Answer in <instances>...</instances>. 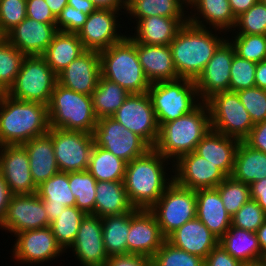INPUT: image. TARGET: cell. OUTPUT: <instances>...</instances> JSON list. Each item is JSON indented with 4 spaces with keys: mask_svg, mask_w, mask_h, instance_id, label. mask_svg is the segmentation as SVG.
<instances>
[{
    "mask_svg": "<svg viewBox=\"0 0 266 266\" xmlns=\"http://www.w3.org/2000/svg\"><path fill=\"white\" fill-rule=\"evenodd\" d=\"M241 103L248 111L253 124L266 120V90L252 87L237 91Z\"/></svg>",
    "mask_w": 266,
    "mask_h": 266,
    "instance_id": "49",
    "label": "cell"
},
{
    "mask_svg": "<svg viewBox=\"0 0 266 266\" xmlns=\"http://www.w3.org/2000/svg\"><path fill=\"white\" fill-rule=\"evenodd\" d=\"M266 221L265 211L256 200L247 201L232 217L231 226L256 232Z\"/></svg>",
    "mask_w": 266,
    "mask_h": 266,
    "instance_id": "48",
    "label": "cell"
},
{
    "mask_svg": "<svg viewBox=\"0 0 266 266\" xmlns=\"http://www.w3.org/2000/svg\"><path fill=\"white\" fill-rule=\"evenodd\" d=\"M257 63L234 55L230 70L229 91L237 92L255 87Z\"/></svg>",
    "mask_w": 266,
    "mask_h": 266,
    "instance_id": "47",
    "label": "cell"
},
{
    "mask_svg": "<svg viewBox=\"0 0 266 266\" xmlns=\"http://www.w3.org/2000/svg\"><path fill=\"white\" fill-rule=\"evenodd\" d=\"M131 205L123 181H101L96 185L95 216L122 215L131 212Z\"/></svg>",
    "mask_w": 266,
    "mask_h": 266,
    "instance_id": "32",
    "label": "cell"
},
{
    "mask_svg": "<svg viewBox=\"0 0 266 266\" xmlns=\"http://www.w3.org/2000/svg\"><path fill=\"white\" fill-rule=\"evenodd\" d=\"M250 186V197L256 200L257 204L266 213V178L258 180Z\"/></svg>",
    "mask_w": 266,
    "mask_h": 266,
    "instance_id": "56",
    "label": "cell"
},
{
    "mask_svg": "<svg viewBox=\"0 0 266 266\" xmlns=\"http://www.w3.org/2000/svg\"><path fill=\"white\" fill-rule=\"evenodd\" d=\"M60 172L86 171L94 146L93 134L83 131L49 128Z\"/></svg>",
    "mask_w": 266,
    "mask_h": 266,
    "instance_id": "12",
    "label": "cell"
},
{
    "mask_svg": "<svg viewBox=\"0 0 266 266\" xmlns=\"http://www.w3.org/2000/svg\"><path fill=\"white\" fill-rule=\"evenodd\" d=\"M257 235L259 247L264 255H266V221L255 232Z\"/></svg>",
    "mask_w": 266,
    "mask_h": 266,
    "instance_id": "63",
    "label": "cell"
},
{
    "mask_svg": "<svg viewBox=\"0 0 266 266\" xmlns=\"http://www.w3.org/2000/svg\"><path fill=\"white\" fill-rule=\"evenodd\" d=\"M228 215L234 214L251 199L250 186L227 176L217 187Z\"/></svg>",
    "mask_w": 266,
    "mask_h": 266,
    "instance_id": "43",
    "label": "cell"
},
{
    "mask_svg": "<svg viewBox=\"0 0 266 266\" xmlns=\"http://www.w3.org/2000/svg\"><path fill=\"white\" fill-rule=\"evenodd\" d=\"M147 93L159 127L190 113L201 103L195 81L189 79L151 83Z\"/></svg>",
    "mask_w": 266,
    "mask_h": 266,
    "instance_id": "7",
    "label": "cell"
},
{
    "mask_svg": "<svg viewBox=\"0 0 266 266\" xmlns=\"http://www.w3.org/2000/svg\"><path fill=\"white\" fill-rule=\"evenodd\" d=\"M102 221L98 216L87 214L81 221L76 238L66 251L75 257L80 266H104L108 259L102 236Z\"/></svg>",
    "mask_w": 266,
    "mask_h": 266,
    "instance_id": "19",
    "label": "cell"
},
{
    "mask_svg": "<svg viewBox=\"0 0 266 266\" xmlns=\"http://www.w3.org/2000/svg\"><path fill=\"white\" fill-rule=\"evenodd\" d=\"M97 9L126 11L122 0H90Z\"/></svg>",
    "mask_w": 266,
    "mask_h": 266,
    "instance_id": "59",
    "label": "cell"
},
{
    "mask_svg": "<svg viewBox=\"0 0 266 266\" xmlns=\"http://www.w3.org/2000/svg\"><path fill=\"white\" fill-rule=\"evenodd\" d=\"M255 87L266 90V60L257 63L255 72Z\"/></svg>",
    "mask_w": 266,
    "mask_h": 266,
    "instance_id": "60",
    "label": "cell"
},
{
    "mask_svg": "<svg viewBox=\"0 0 266 266\" xmlns=\"http://www.w3.org/2000/svg\"><path fill=\"white\" fill-rule=\"evenodd\" d=\"M26 17V0H0V29L5 35Z\"/></svg>",
    "mask_w": 266,
    "mask_h": 266,
    "instance_id": "50",
    "label": "cell"
},
{
    "mask_svg": "<svg viewBox=\"0 0 266 266\" xmlns=\"http://www.w3.org/2000/svg\"><path fill=\"white\" fill-rule=\"evenodd\" d=\"M22 145L28 153L31 176L37 187L59 172L52 138L48 133Z\"/></svg>",
    "mask_w": 266,
    "mask_h": 266,
    "instance_id": "30",
    "label": "cell"
},
{
    "mask_svg": "<svg viewBox=\"0 0 266 266\" xmlns=\"http://www.w3.org/2000/svg\"><path fill=\"white\" fill-rule=\"evenodd\" d=\"M263 4L266 5V0H260Z\"/></svg>",
    "mask_w": 266,
    "mask_h": 266,
    "instance_id": "69",
    "label": "cell"
},
{
    "mask_svg": "<svg viewBox=\"0 0 266 266\" xmlns=\"http://www.w3.org/2000/svg\"><path fill=\"white\" fill-rule=\"evenodd\" d=\"M69 186L76 198V207L95 215L96 179L86 170L68 173Z\"/></svg>",
    "mask_w": 266,
    "mask_h": 266,
    "instance_id": "41",
    "label": "cell"
},
{
    "mask_svg": "<svg viewBox=\"0 0 266 266\" xmlns=\"http://www.w3.org/2000/svg\"><path fill=\"white\" fill-rule=\"evenodd\" d=\"M104 266H152V258L135 253L110 255Z\"/></svg>",
    "mask_w": 266,
    "mask_h": 266,
    "instance_id": "53",
    "label": "cell"
},
{
    "mask_svg": "<svg viewBox=\"0 0 266 266\" xmlns=\"http://www.w3.org/2000/svg\"><path fill=\"white\" fill-rule=\"evenodd\" d=\"M57 82V74L50 68L43 56H26L7 94L20 101L48 105Z\"/></svg>",
    "mask_w": 266,
    "mask_h": 266,
    "instance_id": "8",
    "label": "cell"
},
{
    "mask_svg": "<svg viewBox=\"0 0 266 266\" xmlns=\"http://www.w3.org/2000/svg\"><path fill=\"white\" fill-rule=\"evenodd\" d=\"M25 57L7 39L0 43V86L6 92L14 84Z\"/></svg>",
    "mask_w": 266,
    "mask_h": 266,
    "instance_id": "42",
    "label": "cell"
},
{
    "mask_svg": "<svg viewBox=\"0 0 266 266\" xmlns=\"http://www.w3.org/2000/svg\"><path fill=\"white\" fill-rule=\"evenodd\" d=\"M187 22L188 18L149 16L140 19L127 32H129V36L137 43L146 45H170L180 28ZM130 31H132V35Z\"/></svg>",
    "mask_w": 266,
    "mask_h": 266,
    "instance_id": "25",
    "label": "cell"
},
{
    "mask_svg": "<svg viewBox=\"0 0 266 266\" xmlns=\"http://www.w3.org/2000/svg\"><path fill=\"white\" fill-rule=\"evenodd\" d=\"M149 210L155 216L163 236L167 238L187 221L196 218L195 190L183 187L173 180Z\"/></svg>",
    "mask_w": 266,
    "mask_h": 266,
    "instance_id": "9",
    "label": "cell"
},
{
    "mask_svg": "<svg viewBox=\"0 0 266 266\" xmlns=\"http://www.w3.org/2000/svg\"><path fill=\"white\" fill-rule=\"evenodd\" d=\"M101 76L129 93H147L150 82L145 77L136 50V42L127 35L109 48L99 51Z\"/></svg>",
    "mask_w": 266,
    "mask_h": 266,
    "instance_id": "5",
    "label": "cell"
},
{
    "mask_svg": "<svg viewBox=\"0 0 266 266\" xmlns=\"http://www.w3.org/2000/svg\"><path fill=\"white\" fill-rule=\"evenodd\" d=\"M6 94L7 92L5 91V89L2 86H0V103Z\"/></svg>",
    "mask_w": 266,
    "mask_h": 266,
    "instance_id": "66",
    "label": "cell"
},
{
    "mask_svg": "<svg viewBox=\"0 0 266 266\" xmlns=\"http://www.w3.org/2000/svg\"><path fill=\"white\" fill-rule=\"evenodd\" d=\"M12 195L13 194L10 192L9 186L6 183L3 174L0 172V225L4 220Z\"/></svg>",
    "mask_w": 266,
    "mask_h": 266,
    "instance_id": "57",
    "label": "cell"
},
{
    "mask_svg": "<svg viewBox=\"0 0 266 266\" xmlns=\"http://www.w3.org/2000/svg\"><path fill=\"white\" fill-rule=\"evenodd\" d=\"M240 140L212 129L196 145L195 152L231 176Z\"/></svg>",
    "mask_w": 266,
    "mask_h": 266,
    "instance_id": "29",
    "label": "cell"
},
{
    "mask_svg": "<svg viewBox=\"0 0 266 266\" xmlns=\"http://www.w3.org/2000/svg\"><path fill=\"white\" fill-rule=\"evenodd\" d=\"M231 177L248 185L266 178V153L240 141Z\"/></svg>",
    "mask_w": 266,
    "mask_h": 266,
    "instance_id": "35",
    "label": "cell"
},
{
    "mask_svg": "<svg viewBox=\"0 0 266 266\" xmlns=\"http://www.w3.org/2000/svg\"><path fill=\"white\" fill-rule=\"evenodd\" d=\"M125 14L127 23L131 26L132 23L135 25L140 19L149 16L188 18V6L182 0H137Z\"/></svg>",
    "mask_w": 266,
    "mask_h": 266,
    "instance_id": "36",
    "label": "cell"
},
{
    "mask_svg": "<svg viewBox=\"0 0 266 266\" xmlns=\"http://www.w3.org/2000/svg\"><path fill=\"white\" fill-rule=\"evenodd\" d=\"M85 51L86 49L77 33L58 31L42 56L50 68L58 75Z\"/></svg>",
    "mask_w": 266,
    "mask_h": 266,
    "instance_id": "33",
    "label": "cell"
},
{
    "mask_svg": "<svg viewBox=\"0 0 266 266\" xmlns=\"http://www.w3.org/2000/svg\"><path fill=\"white\" fill-rule=\"evenodd\" d=\"M120 85L100 76L98 85L92 93L93 109L96 117H111L129 96Z\"/></svg>",
    "mask_w": 266,
    "mask_h": 266,
    "instance_id": "39",
    "label": "cell"
},
{
    "mask_svg": "<svg viewBox=\"0 0 266 266\" xmlns=\"http://www.w3.org/2000/svg\"><path fill=\"white\" fill-rule=\"evenodd\" d=\"M266 35V5L260 0L236 19L234 29L227 34Z\"/></svg>",
    "mask_w": 266,
    "mask_h": 266,
    "instance_id": "46",
    "label": "cell"
},
{
    "mask_svg": "<svg viewBox=\"0 0 266 266\" xmlns=\"http://www.w3.org/2000/svg\"><path fill=\"white\" fill-rule=\"evenodd\" d=\"M219 244L235 259L249 263L265 259L255 232L230 226Z\"/></svg>",
    "mask_w": 266,
    "mask_h": 266,
    "instance_id": "34",
    "label": "cell"
},
{
    "mask_svg": "<svg viewBox=\"0 0 266 266\" xmlns=\"http://www.w3.org/2000/svg\"><path fill=\"white\" fill-rule=\"evenodd\" d=\"M68 5L77 10H82V12L87 15L97 9L90 0H68Z\"/></svg>",
    "mask_w": 266,
    "mask_h": 266,
    "instance_id": "61",
    "label": "cell"
},
{
    "mask_svg": "<svg viewBox=\"0 0 266 266\" xmlns=\"http://www.w3.org/2000/svg\"><path fill=\"white\" fill-rule=\"evenodd\" d=\"M86 215L87 214L76 206L65 207L63 212L59 214V217L50 223L49 227L53 235L65 252L73 244L81 221Z\"/></svg>",
    "mask_w": 266,
    "mask_h": 266,
    "instance_id": "40",
    "label": "cell"
},
{
    "mask_svg": "<svg viewBox=\"0 0 266 266\" xmlns=\"http://www.w3.org/2000/svg\"><path fill=\"white\" fill-rule=\"evenodd\" d=\"M243 141L251 148L266 153V120L254 124L249 135Z\"/></svg>",
    "mask_w": 266,
    "mask_h": 266,
    "instance_id": "55",
    "label": "cell"
},
{
    "mask_svg": "<svg viewBox=\"0 0 266 266\" xmlns=\"http://www.w3.org/2000/svg\"><path fill=\"white\" fill-rule=\"evenodd\" d=\"M171 165L154 147L126 164L123 182L134 208L150 209L158 201L173 181Z\"/></svg>",
    "mask_w": 266,
    "mask_h": 266,
    "instance_id": "1",
    "label": "cell"
},
{
    "mask_svg": "<svg viewBox=\"0 0 266 266\" xmlns=\"http://www.w3.org/2000/svg\"><path fill=\"white\" fill-rule=\"evenodd\" d=\"M166 240L177 248L206 259L219 239L196 217L171 233Z\"/></svg>",
    "mask_w": 266,
    "mask_h": 266,
    "instance_id": "26",
    "label": "cell"
},
{
    "mask_svg": "<svg viewBox=\"0 0 266 266\" xmlns=\"http://www.w3.org/2000/svg\"><path fill=\"white\" fill-rule=\"evenodd\" d=\"M204 266H243V263L233 258L220 244L213 248L206 259Z\"/></svg>",
    "mask_w": 266,
    "mask_h": 266,
    "instance_id": "54",
    "label": "cell"
},
{
    "mask_svg": "<svg viewBox=\"0 0 266 266\" xmlns=\"http://www.w3.org/2000/svg\"><path fill=\"white\" fill-rule=\"evenodd\" d=\"M43 200L35 193L11 196L0 230L13 237L22 231L49 227Z\"/></svg>",
    "mask_w": 266,
    "mask_h": 266,
    "instance_id": "16",
    "label": "cell"
},
{
    "mask_svg": "<svg viewBox=\"0 0 266 266\" xmlns=\"http://www.w3.org/2000/svg\"><path fill=\"white\" fill-rule=\"evenodd\" d=\"M227 38L233 44L236 55L240 58L254 63L266 60V35L229 34Z\"/></svg>",
    "mask_w": 266,
    "mask_h": 266,
    "instance_id": "44",
    "label": "cell"
},
{
    "mask_svg": "<svg viewBox=\"0 0 266 266\" xmlns=\"http://www.w3.org/2000/svg\"><path fill=\"white\" fill-rule=\"evenodd\" d=\"M211 129L226 136L243 141L254 124L248 111L241 103L237 92L224 91L213 95L206 101Z\"/></svg>",
    "mask_w": 266,
    "mask_h": 266,
    "instance_id": "10",
    "label": "cell"
},
{
    "mask_svg": "<svg viewBox=\"0 0 266 266\" xmlns=\"http://www.w3.org/2000/svg\"><path fill=\"white\" fill-rule=\"evenodd\" d=\"M243 266H266V260L262 259L254 262L243 263Z\"/></svg>",
    "mask_w": 266,
    "mask_h": 266,
    "instance_id": "64",
    "label": "cell"
},
{
    "mask_svg": "<svg viewBox=\"0 0 266 266\" xmlns=\"http://www.w3.org/2000/svg\"><path fill=\"white\" fill-rule=\"evenodd\" d=\"M152 266H204V259L165 240L152 257Z\"/></svg>",
    "mask_w": 266,
    "mask_h": 266,
    "instance_id": "45",
    "label": "cell"
},
{
    "mask_svg": "<svg viewBox=\"0 0 266 266\" xmlns=\"http://www.w3.org/2000/svg\"><path fill=\"white\" fill-rule=\"evenodd\" d=\"M14 237L11 259H14L15 264L39 266V264L50 263L53 260L56 262L66 253L58 244L50 227L22 231Z\"/></svg>",
    "mask_w": 266,
    "mask_h": 266,
    "instance_id": "13",
    "label": "cell"
},
{
    "mask_svg": "<svg viewBox=\"0 0 266 266\" xmlns=\"http://www.w3.org/2000/svg\"><path fill=\"white\" fill-rule=\"evenodd\" d=\"M235 54V48L228 38L216 49L213 57L195 80L201 102H206L217 93L229 91L230 70Z\"/></svg>",
    "mask_w": 266,
    "mask_h": 266,
    "instance_id": "18",
    "label": "cell"
},
{
    "mask_svg": "<svg viewBox=\"0 0 266 266\" xmlns=\"http://www.w3.org/2000/svg\"><path fill=\"white\" fill-rule=\"evenodd\" d=\"M226 38L221 30L185 23L169 45L179 78L195 81Z\"/></svg>",
    "mask_w": 266,
    "mask_h": 266,
    "instance_id": "2",
    "label": "cell"
},
{
    "mask_svg": "<svg viewBox=\"0 0 266 266\" xmlns=\"http://www.w3.org/2000/svg\"><path fill=\"white\" fill-rule=\"evenodd\" d=\"M94 144L129 163L152 147L138 134L112 117L99 118L93 131Z\"/></svg>",
    "mask_w": 266,
    "mask_h": 266,
    "instance_id": "11",
    "label": "cell"
},
{
    "mask_svg": "<svg viewBox=\"0 0 266 266\" xmlns=\"http://www.w3.org/2000/svg\"><path fill=\"white\" fill-rule=\"evenodd\" d=\"M101 76L99 51L86 50L58 75V83L78 93L92 96Z\"/></svg>",
    "mask_w": 266,
    "mask_h": 266,
    "instance_id": "22",
    "label": "cell"
},
{
    "mask_svg": "<svg viewBox=\"0 0 266 266\" xmlns=\"http://www.w3.org/2000/svg\"><path fill=\"white\" fill-rule=\"evenodd\" d=\"M87 18L88 15L83 13L82 10H77L67 4L56 18V29L65 33H78Z\"/></svg>",
    "mask_w": 266,
    "mask_h": 266,
    "instance_id": "51",
    "label": "cell"
},
{
    "mask_svg": "<svg viewBox=\"0 0 266 266\" xmlns=\"http://www.w3.org/2000/svg\"><path fill=\"white\" fill-rule=\"evenodd\" d=\"M47 108L50 128L92 134L98 121L93 109L92 96L75 92L58 82Z\"/></svg>",
    "mask_w": 266,
    "mask_h": 266,
    "instance_id": "6",
    "label": "cell"
},
{
    "mask_svg": "<svg viewBox=\"0 0 266 266\" xmlns=\"http://www.w3.org/2000/svg\"><path fill=\"white\" fill-rule=\"evenodd\" d=\"M56 24L26 17L6 35V39L26 56H42L57 33Z\"/></svg>",
    "mask_w": 266,
    "mask_h": 266,
    "instance_id": "23",
    "label": "cell"
},
{
    "mask_svg": "<svg viewBox=\"0 0 266 266\" xmlns=\"http://www.w3.org/2000/svg\"><path fill=\"white\" fill-rule=\"evenodd\" d=\"M196 217L220 239L231 226V217L226 212L224 203L216 188L195 190Z\"/></svg>",
    "mask_w": 266,
    "mask_h": 266,
    "instance_id": "28",
    "label": "cell"
},
{
    "mask_svg": "<svg viewBox=\"0 0 266 266\" xmlns=\"http://www.w3.org/2000/svg\"><path fill=\"white\" fill-rule=\"evenodd\" d=\"M137 0H122L125 10H127Z\"/></svg>",
    "mask_w": 266,
    "mask_h": 266,
    "instance_id": "65",
    "label": "cell"
},
{
    "mask_svg": "<svg viewBox=\"0 0 266 266\" xmlns=\"http://www.w3.org/2000/svg\"><path fill=\"white\" fill-rule=\"evenodd\" d=\"M173 180L191 190L216 188L227 175L195 151L173 163Z\"/></svg>",
    "mask_w": 266,
    "mask_h": 266,
    "instance_id": "17",
    "label": "cell"
},
{
    "mask_svg": "<svg viewBox=\"0 0 266 266\" xmlns=\"http://www.w3.org/2000/svg\"><path fill=\"white\" fill-rule=\"evenodd\" d=\"M125 13L126 11L113 9H96L89 14L84 26L77 33L84 48L101 51L121 41L128 33L126 30L130 29L127 24L121 22V15L125 16ZM124 25L125 27H122Z\"/></svg>",
    "mask_w": 266,
    "mask_h": 266,
    "instance_id": "14",
    "label": "cell"
},
{
    "mask_svg": "<svg viewBox=\"0 0 266 266\" xmlns=\"http://www.w3.org/2000/svg\"><path fill=\"white\" fill-rule=\"evenodd\" d=\"M165 240L155 216L149 209H137L130 216L127 253L152 258Z\"/></svg>",
    "mask_w": 266,
    "mask_h": 266,
    "instance_id": "21",
    "label": "cell"
},
{
    "mask_svg": "<svg viewBox=\"0 0 266 266\" xmlns=\"http://www.w3.org/2000/svg\"><path fill=\"white\" fill-rule=\"evenodd\" d=\"M26 15L42 23L56 24V17L45 0H26Z\"/></svg>",
    "mask_w": 266,
    "mask_h": 266,
    "instance_id": "52",
    "label": "cell"
},
{
    "mask_svg": "<svg viewBox=\"0 0 266 266\" xmlns=\"http://www.w3.org/2000/svg\"><path fill=\"white\" fill-rule=\"evenodd\" d=\"M47 105L6 94L0 103V146L22 145L49 131Z\"/></svg>",
    "mask_w": 266,
    "mask_h": 266,
    "instance_id": "3",
    "label": "cell"
},
{
    "mask_svg": "<svg viewBox=\"0 0 266 266\" xmlns=\"http://www.w3.org/2000/svg\"><path fill=\"white\" fill-rule=\"evenodd\" d=\"M236 19L228 0H193L188 6V22L199 27L228 33Z\"/></svg>",
    "mask_w": 266,
    "mask_h": 266,
    "instance_id": "24",
    "label": "cell"
},
{
    "mask_svg": "<svg viewBox=\"0 0 266 266\" xmlns=\"http://www.w3.org/2000/svg\"><path fill=\"white\" fill-rule=\"evenodd\" d=\"M36 194L43 200L49 223H52L65 207L76 206V198L69 186L68 173L58 172L37 187Z\"/></svg>",
    "mask_w": 266,
    "mask_h": 266,
    "instance_id": "31",
    "label": "cell"
},
{
    "mask_svg": "<svg viewBox=\"0 0 266 266\" xmlns=\"http://www.w3.org/2000/svg\"><path fill=\"white\" fill-rule=\"evenodd\" d=\"M45 2L56 18L68 4V0H45Z\"/></svg>",
    "mask_w": 266,
    "mask_h": 266,
    "instance_id": "62",
    "label": "cell"
},
{
    "mask_svg": "<svg viewBox=\"0 0 266 266\" xmlns=\"http://www.w3.org/2000/svg\"><path fill=\"white\" fill-rule=\"evenodd\" d=\"M187 6H189L193 0H182Z\"/></svg>",
    "mask_w": 266,
    "mask_h": 266,
    "instance_id": "68",
    "label": "cell"
},
{
    "mask_svg": "<svg viewBox=\"0 0 266 266\" xmlns=\"http://www.w3.org/2000/svg\"><path fill=\"white\" fill-rule=\"evenodd\" d=\"M122 215L102 217V236L105 251L110 255L127 253V237L130 231V216L136 211Z\"/></svg>",
    "mask_w": 266,
    "mask_h": 266,
    "instance_id": "37",
    "label": "cell"
},
{
    "mask_svg": "<svg viewBox=\"0 0 266 266\" xmlns=\"http://www.w3.org/2000/svg\"><path fill=\"white\" fill-rule=\"evenodd\" d=\"M6 39L5 34L0 30V43Z\"/></svg>",
    "mask_w": 266,
    "mask_h": 266,
    "instance_id": "67",
    "label": "cell"
},
{
    "mask_svg": "<svg viewBox=\"0 0 266 266\" xmlns=\"http://www.w3.org/2000/svg\"><path fill=\"white\" fill-rule=\"evenodd\" d=\"M126 162L94 144L87 171L101 181H124Z\"/></svg>",
    "mask_w": 266,
    "mask_h": 266,
    "instance_id": "38",
    "label": "cell"
},
{
    "mask_svg": "<svg viewBox=\"0 0 266 266\" xmlns=\"http://www.w3.org/2000/svg\"><path fill=\"white\" fill-rule=\"evenodd\" d=\"M111 117L155 146L159 125L148 93H130Z\"/></svg>",
    "mask_w": 266,
    "mask_h": 266,
    "instance_id": "15",
    "label": "cell"
},
{
    "mask_svg": "<svg viewBox=\"0 0 266 266\" xmlns=\"http://www.w3.org/2000/svg\"><path fill=\"white\" fill-rule=\"evenodd\" d=\"M211 130L210 112L201 102L190 113L163 123L154 148L174 163L180 156L195 151L196 145Z\"/></svg>",
    "mask_w": 266,
    "mask_h": 266,
    "instance_id": "4",
    "label": "cell"
},
{
    "mask_svg": "<svg viewBox=\"0 0 266 266\" xmlns=\"http://www.w3.org/2000/svg\"><path fill=\"white\" fill-rule=\"evenodd\" d=\"M0 172L13 195L37 191L29 168L28 153L23 145L0 146Z\"/></svg>",
    "mask_w": 266,
    "mask_h": 266,
    "instance_id": "20",
    "label": "cell"
},
{
    "mask_svg": "<svg viewBox=\"0 0 266 266\" xmlns=\"http://www.w3.org/2000/svg\"><path fill=\"white\" fill-rule=\"evenodd\" d=\"M139 62L150 83L180 79L169 45H146L136 42Z\"/></svg>",
    "mask_w": 266,
    "mask_h": 266,
    "instance_id": "27",
    "label": "cell"
},
{
    "mask_svg": "<svg viewBox=\"0 0 266 266\" xmlns=\"http://www.w3.org/2000/svg\"><path fill=\"white\" fill-rule=\"evenodd\" d=\"M231 6L233 15L237 18L242 13L249 10L259 0H228Z\"/></svg>",
    "mask_w": 266,
    "mask_h": 266,
    "instance_id": "58",
    "label": "cell"
}]
</instances>
